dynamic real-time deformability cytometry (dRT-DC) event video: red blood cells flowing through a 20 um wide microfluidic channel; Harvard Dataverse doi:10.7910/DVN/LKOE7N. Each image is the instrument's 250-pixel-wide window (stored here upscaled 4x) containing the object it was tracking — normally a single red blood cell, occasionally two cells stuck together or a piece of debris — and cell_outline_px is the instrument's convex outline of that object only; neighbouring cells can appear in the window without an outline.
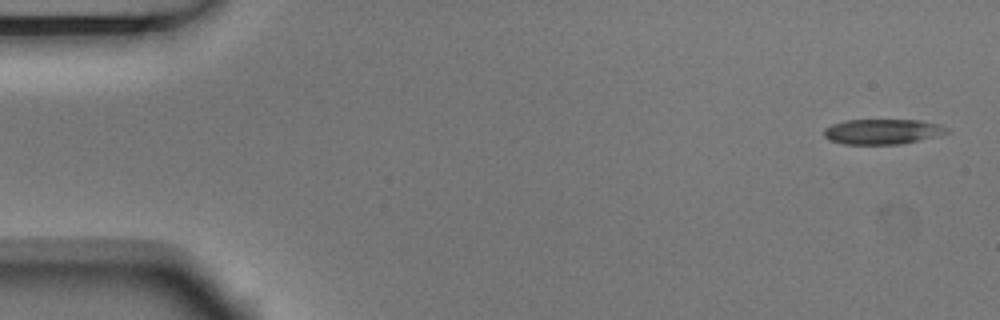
{"species": "Egyptian fruit bat (a non-hibernating species)", "species_latin": "Rousettus aegyptiacus", "temperature_condition": "room temperature", "stored_images_in_passage": 4, "camera_frame_rate_fps": 3000, "um_per_image_px": 0.085, "animal": {"sex": "male"}, "frame": {"image": 1, "passage_image": 1, "time_ms": 0.0, "image_size_px": [1000, 320], "cell_outline_px": [[952, 132], [936, 136], [900, 144], [844, 144], [828, 140], [824, 136], [824, 128], [832, 124], [844, 120], [920, 120], [940, 124], [948, 128]], "centroid_in_image_um": [75.01, 11.18], "position_along_channel_um": 10.0, "area_um2": 18.15}}
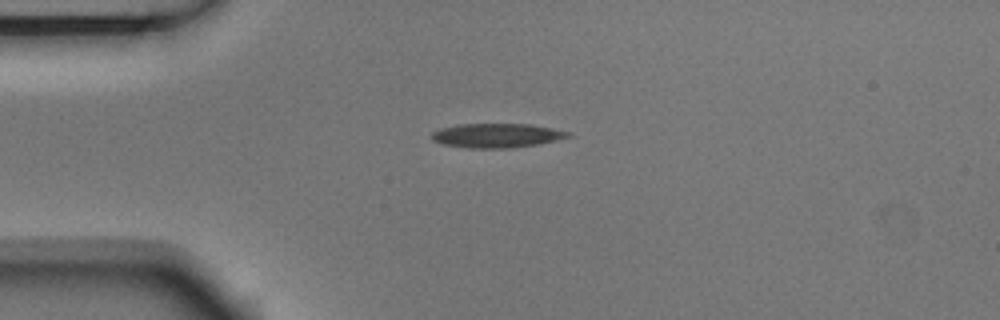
{"frame": {"image": 2, "passage_image": 4, "time_ms": 1.0, "image_size_px": [1000, 320], "cell_outline_px": [[572, 136], [556, 140], [536, 144], [512, 148], [468, 148], [444, 144], [432, 140], [432, 132], [440, 128], [456, 124], [532, 124], [572, 132]], "centroid_in_image_um": [42.23, 11.51], "position_along_channel_um": 42.8, "area_um2": 19.31}}